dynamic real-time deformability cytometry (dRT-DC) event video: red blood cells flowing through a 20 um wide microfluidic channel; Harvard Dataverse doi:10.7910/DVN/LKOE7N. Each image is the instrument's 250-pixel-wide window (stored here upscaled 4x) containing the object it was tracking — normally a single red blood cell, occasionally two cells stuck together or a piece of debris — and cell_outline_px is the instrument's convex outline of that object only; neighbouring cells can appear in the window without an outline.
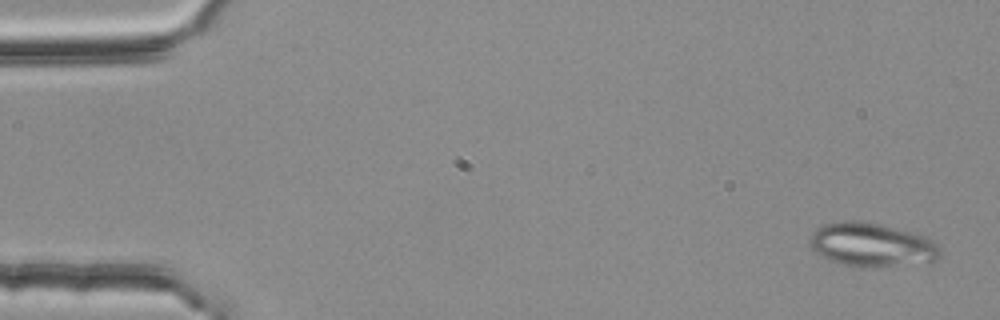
{"species": "common noctule bat (a hibernating species)", "species_latin": "Nyctalus noctula", "temperature_condition": "room temperature", "stored_images_in_passage": 4, "camera_frame_rate_fps": 3000, "um_per_image_px": 0.085, "animal": {"sex": "female", "body_mass_g": 25.1}, "frame": {"image": 1, "passage_image": 1, "time_ms": 0.0, "image_size_px": [1000, 320], "cell_outline_px": [[940, 256], [936, 260], [876, 268], [860, 268], [844, 264], [820, 256], [812, 248], [808, 240], [812, 232], [824, 224], [844, 220], [856, 220], [916, 232], [928, 236], [936, 240], [940, 248]], "centroid_in_image_um": [74.12, 20.81], "position_along_channel_um": 10.9, "area_um2": 33.52}}